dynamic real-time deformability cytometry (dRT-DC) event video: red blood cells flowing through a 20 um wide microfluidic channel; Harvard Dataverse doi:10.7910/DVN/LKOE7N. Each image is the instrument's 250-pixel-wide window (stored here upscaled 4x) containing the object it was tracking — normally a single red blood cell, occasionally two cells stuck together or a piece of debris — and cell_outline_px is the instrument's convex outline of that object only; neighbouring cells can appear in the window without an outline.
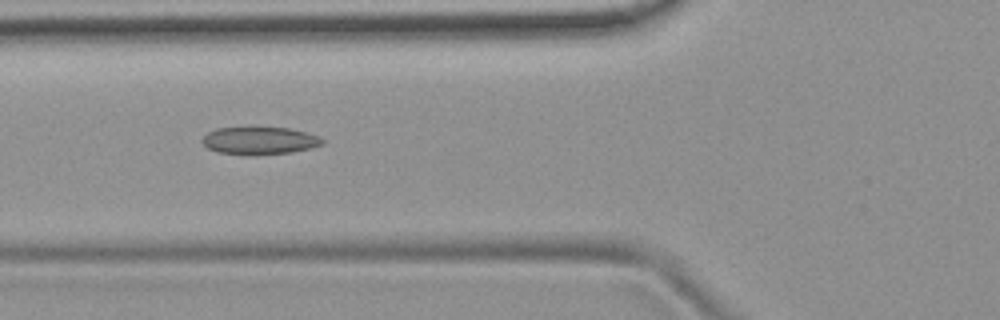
{"species": "common noctule bat (a hibernating species)", "species_latin": "Nyctalus noctula", "temperature_condition": "room temperature", "stored_images_in_passage": 53, "camera_frame_rate_fps": 3000, "um_per_image_px": 0.085, "animal": {"sex": "female", "body_mass_g": 19.9}, "frame": {"image": 1, "passage_image": 20, "time_ms": 6.333, "image_size_px": [1000, 320], "cell_outline_px": [[324, 144], [312, 148], [292, 152], [256, 156], [248, 156], [216, 152], [208, 148], [200, 140], [208, 132], [216, 128], [288, 128], [304, 132], [316, 136], [324, 140]], "centroid_in_image_um": [22.03, 11.99], "position_along_channel_um": 103.8, "area_um2": 19.42}}
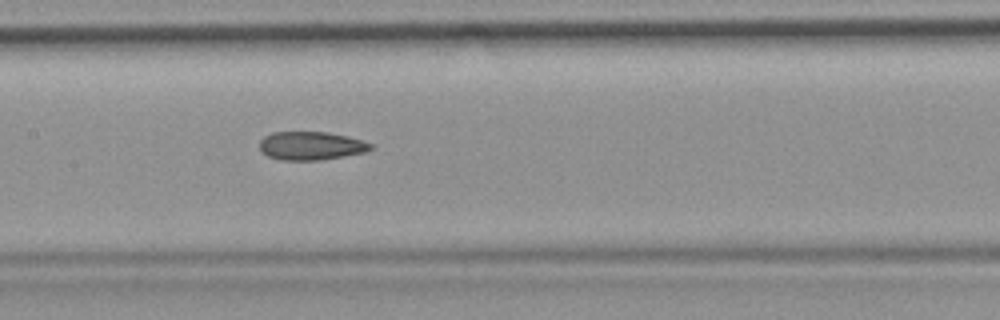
{"frame": {"image": 2, "passage_image": 26, "time_ms": 8.333, "image_size_px": [1000, 320], "cell_outline_px": [[376, 148], [364, 152], [344, 156], [320, 160], [280, 160], [268, 156], [260, 152], [260, 140], [264, 136], [272, 132], [328, 132], [348, 136], [376, 144]], "centroid_in_image_um": [26.47, 12.39], "position_along_channel_um": 180.9, "area_um2": 18.67}}
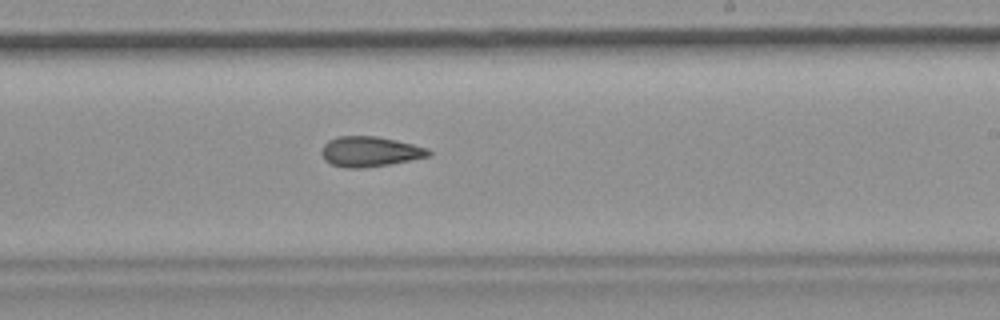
{"frame": {"image": 3, "passage_image": 32, "time_ms": 10.333, "image_size_px": [1000, 320], "cell_outline_px": [[432, 156], [388, 164], [360, 168], [344, 168], [332, 164], [324, 160], [320, 152], [324, 144], [328, 140], [336, 136], [376, 136], [396, 140], [428, 148], [432, 152]], "centroid_in_image_um": [31.43, 12.88], "position_along_channel_um": 257.6, "area_um2": 18.9}, "authors_computed_cell_mechanics": {"area_um2": 19.4208, "velocity_mm_per_s": 3.8565, "shape_relaxation_time_tau1_ms": null, "shape_relaxation_time_tau2_ms": 4.6374, "deformation_change_tau1": null, "deformation_change_tau2": 0.1352}}